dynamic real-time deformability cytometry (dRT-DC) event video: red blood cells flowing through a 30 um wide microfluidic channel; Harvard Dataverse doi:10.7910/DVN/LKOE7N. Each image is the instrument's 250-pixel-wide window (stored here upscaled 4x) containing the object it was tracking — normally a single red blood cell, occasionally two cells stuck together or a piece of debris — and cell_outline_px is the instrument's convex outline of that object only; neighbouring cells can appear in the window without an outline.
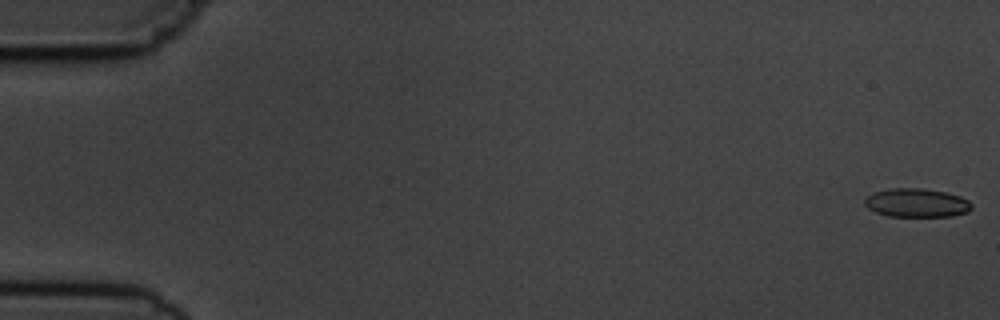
{"species": "common noctule bat (a hibernating species)", "species_latin": "Nyctalus noctula", "temperature_condition": "cold", "stored_images_in_passage": 11, "camera_frame_rate_fps": 3000, "um_per_image_px": 0.085, "animal": {"sex": "male", "body_mass_g": 19.5, "forearm_length_mm": 54.6}, "frame": {"image": 1, "passage_image": 1, "time_ms": 0.0, "image_size_px": [1000, 320], "cell_outline_px": [[972, 208], [968, 212], [952, 216], [888, 216], [876, 212], [868, 208], [864, 204], [864, 200], [872, 192], [892, 188], [920, 188], [948, 192], [960, 196], [968, 200], [972, 204]], "centroid_in_image_um": [77.93, 17.23], "position_along_channel_um": 7.1, "area_um2": 17.98}}
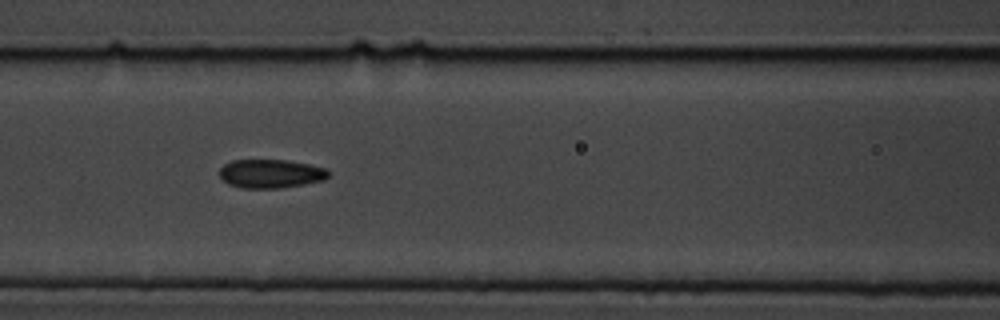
{"frame": {"image": 2, "passage_image": 7, "time_ms": 7.667, "image_size_px": [1000, 320], "cell_outline_px": [[328, 176], [324, 180], [304, 184], [280, 188], [240, 188], [228, 184], [220, 176], [220, 168], [224, 164], [232, 160], [284, 160], [308, 164], [324, 168], [328, 172]], "centroid_in_image_um": [22.98, 14.77], "position_along_channel_um": 143.6, "area_um2": 18.09}}
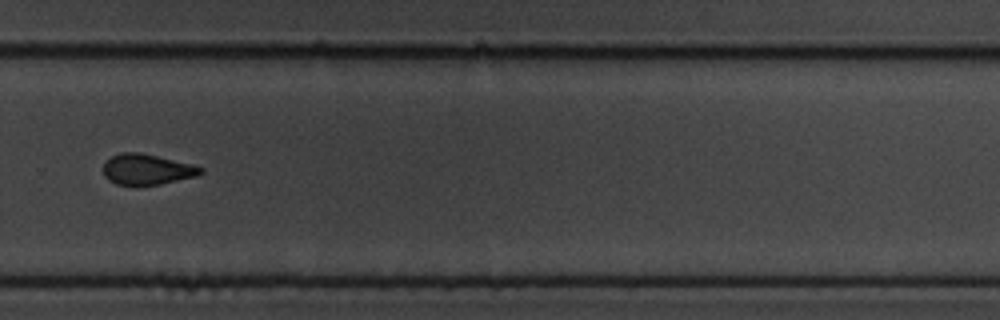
{"frame": {"image": 3, "passage_image": 11, "time_ms": 12.333, "image_size_px": [1000, 320], "cell_outline_px": [[204, 172], [196, 176], [160, 184], [136, 188], [116, 184], [108, 180], [104, 176], [104, 164], [112, 156], [120, 152], [140, 152], [192, 164], [204, 168]], "centroid_in_image_um": [12.47, 14.43], "position_along_channel_um": 317.3, "area_um2": 17.8}}